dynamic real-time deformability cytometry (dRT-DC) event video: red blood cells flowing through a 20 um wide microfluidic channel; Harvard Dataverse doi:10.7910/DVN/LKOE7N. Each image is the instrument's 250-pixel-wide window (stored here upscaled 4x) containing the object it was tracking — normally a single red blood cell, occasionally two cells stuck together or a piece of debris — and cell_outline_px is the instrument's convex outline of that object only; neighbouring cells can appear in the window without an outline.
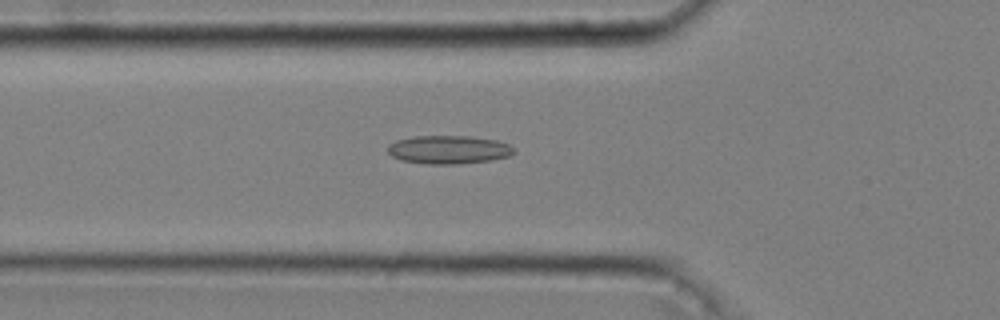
{"species": "common noctule bat (a hibernating species)", "species_latin": "Nyctalus noctula", "temperature_condition": "cold", "stored_images_in_passage": 51, "camera_frame_rate_fps": 3000, "um_per_image_px": 0.085, "animal": {"sex": "male", "body_mass_g": 20.4}, "frame": {"image": 1, "passage_image": 19, "time_ms": 6.0, "image_size_px": [1000, 320], "cell_outline_px": [[516, 152], [508, 156], [492, 160], [456, 164], [428, 164], [400, 160], [392, 156], [388, 152], [388, 144], [396, 140], [412, 136], [472, 136], [496, 140], [508, 144], [516, 148]], "centroid_in_image_um": [38.14, 12.71], "position_along_channel_um": 87.7, "area_um2": 21.04}}
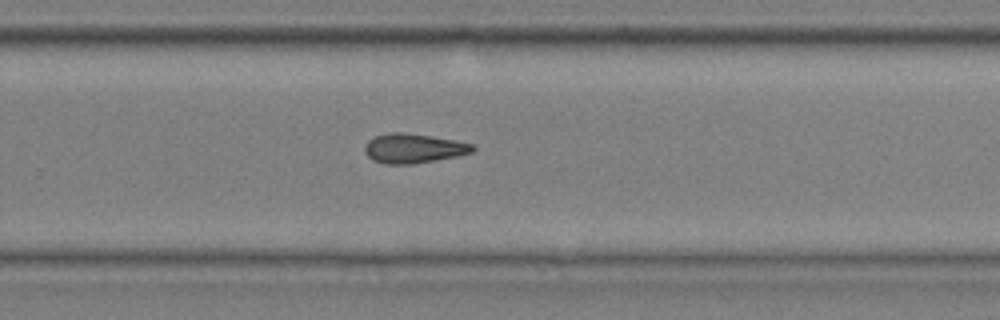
{"frame": {"image": 2, "passage_image": 36, "time_ms": 11.667, "image_size_px": [1000, 320], "cell_outline_px": [[476, 148], [472, 152], [456, 156], [412, 164], [384, 164], [372, 160], [364, 152], [364, 144], [372, 136], [388, 132], [404, 132], [456, 140], [472, 144]], "centroid_in_image_um": [35.08, 12.6], "position_along_channel_um": 294.7, "area_um2": 18.67}}
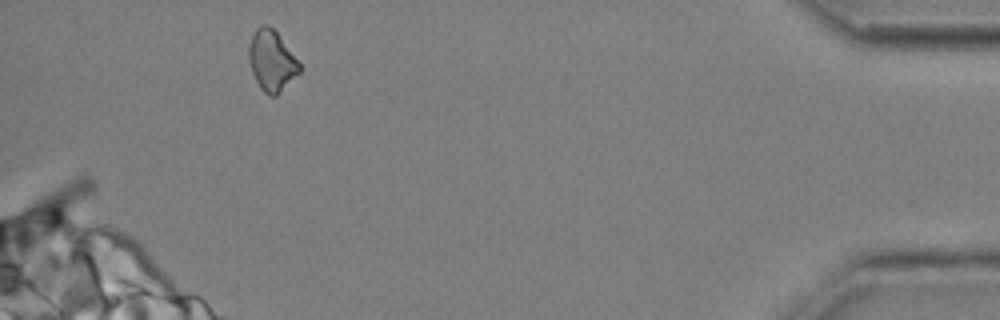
{"frame": {"image": 3, "passage_image": 50, "time_ms": 16.333, "image_size_px": [1000, 320], "cell_outline_px": [[304, 68], [276, 96], [268, 96], [260, 88], [252, 72], [248, 60], [248, 48], [252, 36], [256, 28], [260, 24], [268, 24], [276, 32]], "centroid_in_image_um": [23.09, 5.17], "position_along_channel_um": 412.1, "area_um2": 17.98}}